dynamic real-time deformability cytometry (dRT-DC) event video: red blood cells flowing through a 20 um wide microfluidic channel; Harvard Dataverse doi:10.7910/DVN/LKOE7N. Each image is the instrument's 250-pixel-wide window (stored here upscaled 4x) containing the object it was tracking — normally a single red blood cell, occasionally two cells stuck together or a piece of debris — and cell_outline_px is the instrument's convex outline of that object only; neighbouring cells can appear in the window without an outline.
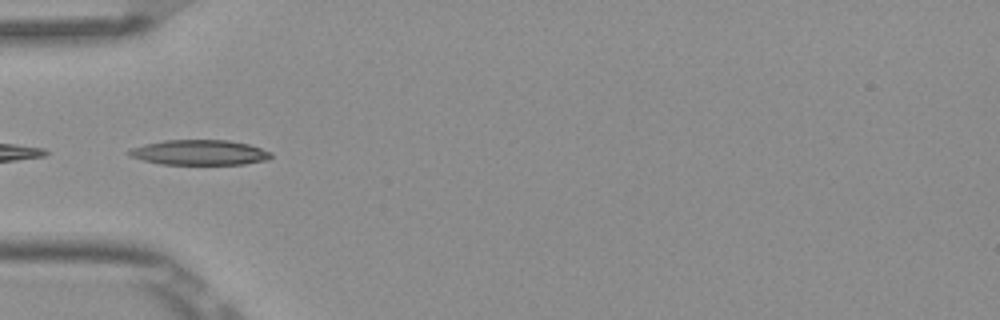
{"species": "Egyptian fruit bat (a non-hibernating species)", "species_latin": "Rousettus aegyptiacus", "temperature_condition": "room temperature", "stored_images_in_passage": 8, "camera_frame_rate_fps": 3000, "um_per_image_px": 0.085, "frame": {"image": 1, "passage_image": 3, "time_ms": 0.667, "image_size_px": [1000, 320], "cell_outline_px": [[272, 156], [268, 160], [244, 164], [160, 164], [144, 160], [132, 156], [128, 152], [128, 148], [144, 144], [164, 140], [228, 140], [248, 144], [272, 152]], "centroid_in_image_um": [16.97, 12.96], "position_along_channel_um": 68.0, "area_um2": 20.75}}
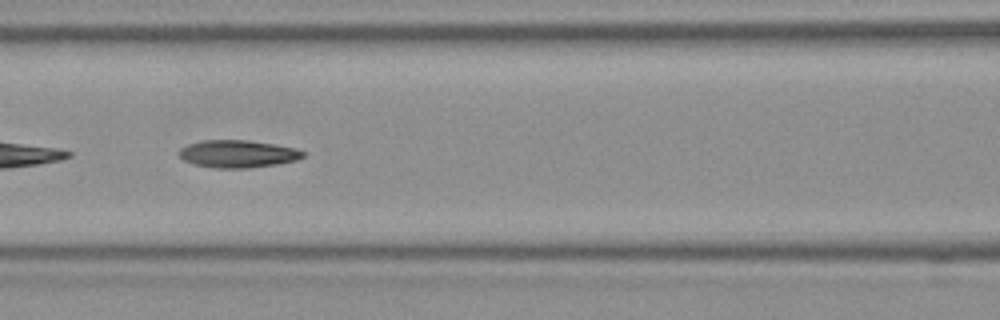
{"frame": {"image": 2, "passage_image": 5, "time_ms": 1.333, "image_size_px": [1000, 320], "cell_outline_px": [[304, 156], [296, 160], [276, 164], [248, 168], [216, 168], [196, 164], [184, 160], [176, 152], [180, 148], [188, 144], [204, 140], [248, 140], [296, 148], [304, 152]], "centroid_in_image_um": [20.19, 13.07], "position_along_channel_um": 146.4, "area_um2": 19.71}}
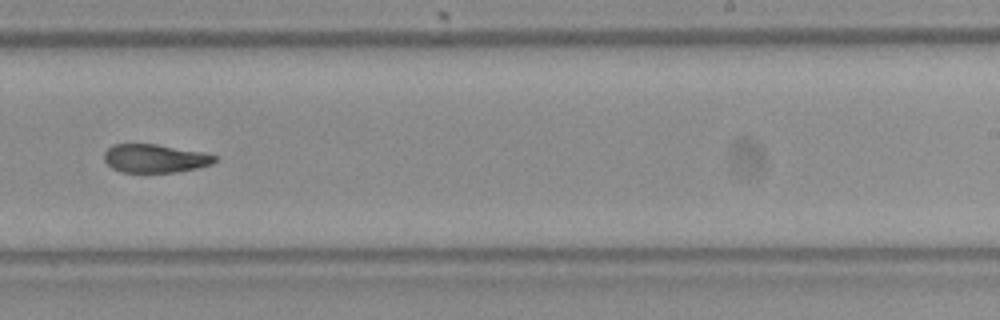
{"frame": {"image": 3, "passage_image": 8, "time_ms": 2.333, "image_size_px": [1000, 320], "cell_outline_px": [[220, 160], [212, 164], [200, 168], [176, 172], [120, 172], [112, 168], [104, 160], [104, 152], [112, 144], [156, 144], [204, 152], [216, 156]], "centroid_in_image_um": [13.21, 13.47], "position_along_channel_um": 275.8, "area_um2": 18.55}}